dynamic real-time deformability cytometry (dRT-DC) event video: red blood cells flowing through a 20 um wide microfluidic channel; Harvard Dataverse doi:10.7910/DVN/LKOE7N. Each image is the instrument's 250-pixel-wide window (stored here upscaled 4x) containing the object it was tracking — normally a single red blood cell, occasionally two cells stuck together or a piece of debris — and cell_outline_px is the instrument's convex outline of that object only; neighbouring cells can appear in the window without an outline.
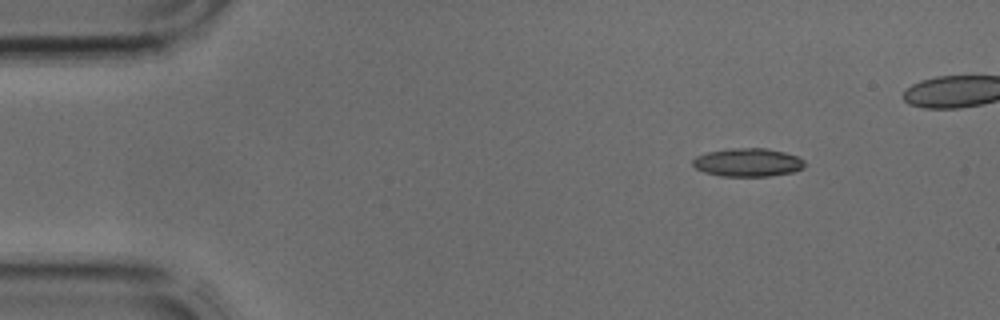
{"species": "common noctule bat (a hibernating species)", "species_latin": "Nyctalus noctula", "temperature_condition": "cold", "stored_images_in_passage": 4, "camera_frame_rate_fps": 3000, "um_per_image_px": 0.085, "animal": {"sex": "male", "body_mass_g": 17.9, "forearm_length_mm": 54.2}, "frame": {"image": 1, "passage_image": 4, "time_ms": 1.0, "image_size_px": [1000, 320], "cell_outline_px": [[804, 168], [792, 172], [768, 176], [720, 176], [704, 172], [696, 168], [692, 164], [692, 160], [696, 156], [708, 152], [728, 148], [768, 148], [784, 152], [796, 156], [804, 160]], "centroid_in_image_um": [63.55, 13.8], "position_along_channel_um": 21.5, "area_um2": 18.5}}